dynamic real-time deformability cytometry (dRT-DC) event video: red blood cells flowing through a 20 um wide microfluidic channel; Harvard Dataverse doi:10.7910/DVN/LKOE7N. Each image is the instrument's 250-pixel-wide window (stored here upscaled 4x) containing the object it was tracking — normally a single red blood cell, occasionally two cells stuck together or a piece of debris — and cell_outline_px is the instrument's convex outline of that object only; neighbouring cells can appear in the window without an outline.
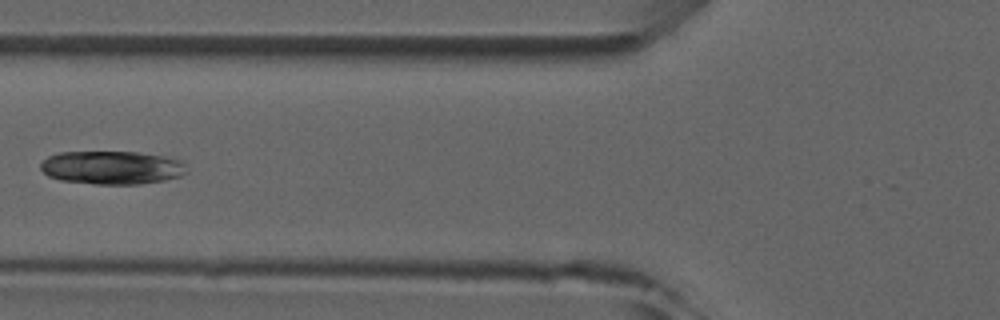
{"species": "common noctule bat (a hibernating species)", "species_latin": "Nyctalus noctula", "temperature_condition": "room temperature", "stored_images_in_passage": 5, "camera_frame_rate_fps": 3000, "um_per_image_px": 0.085, "animal": {"sex": "male", "forearm_length_mm": 52.5}, "frame": {"image": 1, "passage_image": 5, "time_ms": 4.667, "image_size_px": [1000, 320], "cell_outline_px": [[188, 172], [180, 176], [164, 180], [140, 184], [96, 184], [60, 180], [48, 176], [40, 168], [40, 164], [48, 156], [60, 152], [136, 152], [164, 156], [180, 160], [184, 164]], "centroid_in_image_um": [9.51, 14.24], "position_along_channel_um": 116.3, "area_um2": 28.38}}